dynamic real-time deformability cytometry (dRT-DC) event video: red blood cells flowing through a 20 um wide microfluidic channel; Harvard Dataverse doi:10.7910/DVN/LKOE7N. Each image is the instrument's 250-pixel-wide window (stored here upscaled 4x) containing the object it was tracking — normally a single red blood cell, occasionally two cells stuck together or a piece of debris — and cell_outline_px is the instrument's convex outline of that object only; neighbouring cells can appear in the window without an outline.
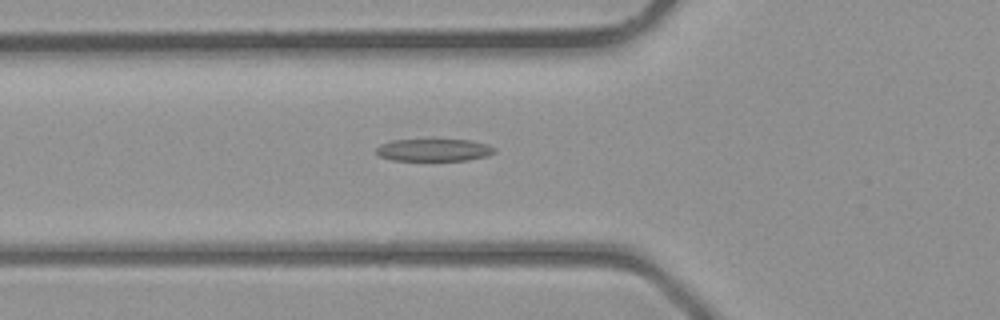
{"species": "common noctule bat (a hibernating species)", "species_latin": "Nyctalus noctula", "temperature_condition": "room temperature", "stored_images_in_passage": 28, "camera_frame_rate_fps": 3000, "um_per_image_px": 0.085, "animal": {"sex": "male", "body_mass_g": 23.1, "forearm_length_mm": 52.7}, "frame": {"image": 1, "passage_image": 5, "time_ms": 1.333, "image_size_px": [1000, 320], "cell_outline_px": [[496, 152], [488, 156], [468, 160], [392, 160], [380, 156], [376, 152], [376, 148], [380, 144], [392, 140], [472, 140], [488, 144], [496, 148]], "centroid_in_image_um": [36.92, 12.75], "position_along_channel_um": 88.9, "area_um2": 15.43}}
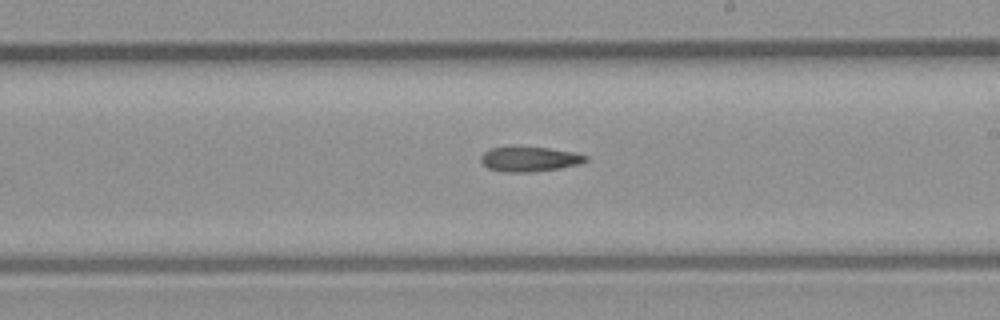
{"frame": {"image": 2, "passage_image": 14, "time_ms": 4.333, "image_size_px": [1000, 320], "cell_outline_px": [[588, 160], [580, 164], [560, 168], [528, 172], [504, 172], [488, 168], [480, 160], [480, 156], [488, 148], [548, 148], [576, 152], [588, 156]], "centroid_in_image_um": [45.04, 13.53], "position_along_channel_um": 244.0, "area_um2": 14.97}}
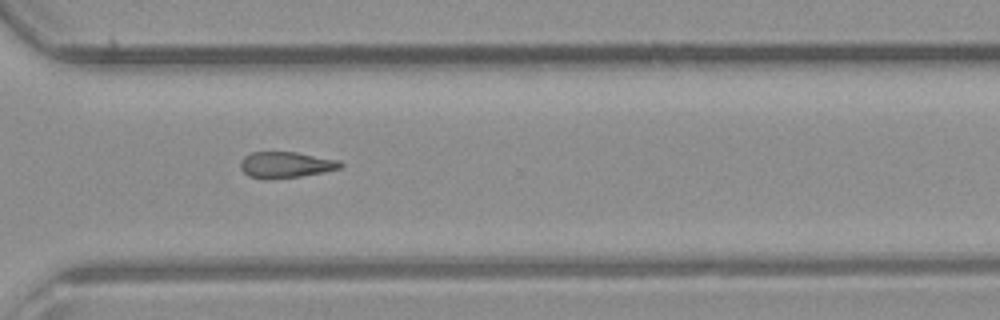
{"frame": {"image": 3, "passage_image": 20, "time_ms": 6.333, "image_size_px": [1000, 320], "cell_outline_px": [[344, 164], [340, 168], [300, 176], [268, 180], [264, 180], [248, 176], [240, 168], [240, 160], [244, 156], [252, 152], [296, 152], [340, 160]], "centroid_in_image_um": [24.25, 14.01], "position_along_channel_um": 346.4, "area_um2": 15.32}}